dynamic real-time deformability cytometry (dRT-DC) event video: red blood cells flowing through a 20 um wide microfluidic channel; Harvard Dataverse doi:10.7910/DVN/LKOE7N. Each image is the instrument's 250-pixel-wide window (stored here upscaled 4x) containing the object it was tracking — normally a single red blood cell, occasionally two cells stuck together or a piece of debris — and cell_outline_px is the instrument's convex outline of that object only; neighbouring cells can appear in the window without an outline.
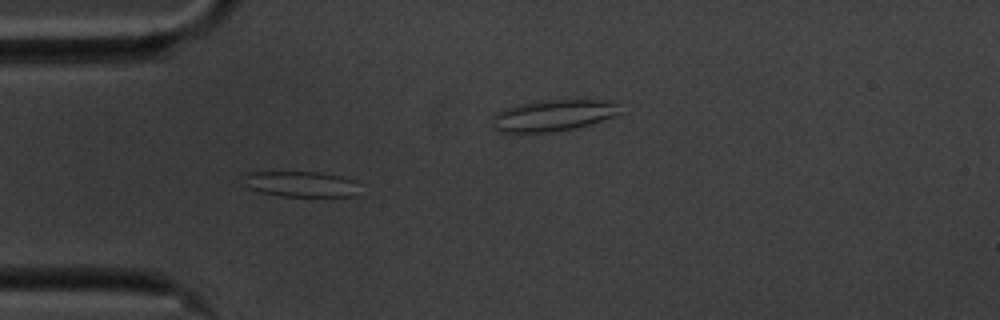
{"species": "common noctule bat (a hibernating species)", "species_latin": "Nyctalus noctula", "temperature_condition": "cold", "stored_images_in_passage": 57, "camera_frame_rate_fps": 3000, "um_per_image_px": 0.085, "animal": {"sex": "male", "body_mass_g": 20.1, "forearm_length_mm": 53.5}, "frame": {"image": 1, "passage_image": 16, "time_ms": 5.0, "image_size_px": [1000, 320], "cell_outline_px": [[356, 196], [280, 196], [260, 192], [248, 188], [244, 176], [244, 172], [320, 172], [340, 176], [356, 180]], "centroid_in_image_um": [25.56, 15.64], "position_along_channel_um": 59.4, "area_um2": 17.22}}
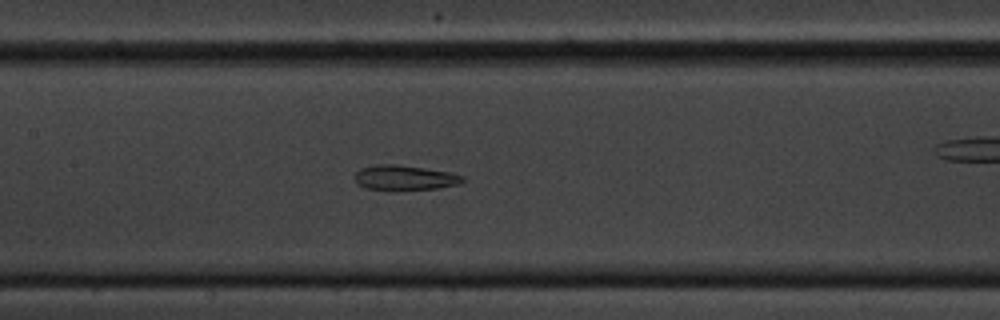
{"frame": {"image": 2, "passage_image": 26, "time_ms": 8.333, "image_size_px": [1000, 320], "cell_outline_px": [[464, 180], [456, 184], [440, 188], [364, 188], [356, 184], [352, 176], [360, 168], [376, 164], [396, 164], [452, 172], [464, 176]], "centroid_in_image_um": [34.35, 15.06], "position_along_channel_um": 173.1, "area_um2": 15.32}}
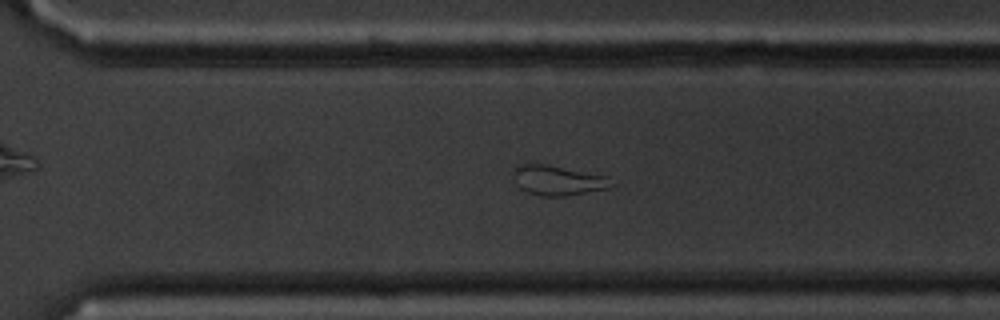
{"frame": {"image": 3, "passage_image": 39, "time_ms": 12.667, "image_size_px": [1000, 320], "cell_outline_px": [[608, 188], [568, 196], [540, 196], [528, 192], [520, 188], [516, 172], [516, 168], [520, 164], [544, 164], [608, 176]], "centroid_in_image_um": [47.43, 15.34], "position_along_channel_um": 323.2, "area_um2": 16.3}, "authors_computed_cell_mechanics": {"area_um2": 21.386, "velocity_mm_per_s": 3.4883, "shape_relaxation_time_tau1_ms": null, "shape_relaxation_time_tau2_ms": 2.0814, "deformation_change_tau1": null, "deformation_change_tau2": 0.104}}